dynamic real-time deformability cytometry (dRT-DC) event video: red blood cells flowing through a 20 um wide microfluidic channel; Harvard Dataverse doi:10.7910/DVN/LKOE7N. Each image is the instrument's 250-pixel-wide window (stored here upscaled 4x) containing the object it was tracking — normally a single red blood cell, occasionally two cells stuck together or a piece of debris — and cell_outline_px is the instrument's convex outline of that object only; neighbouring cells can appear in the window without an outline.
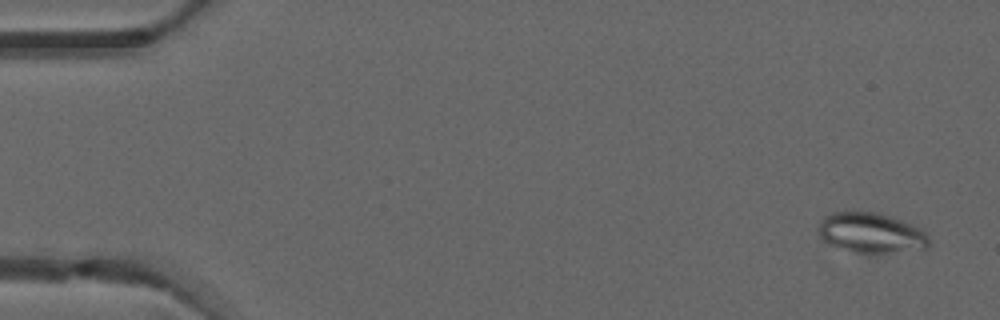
{"species": "common noctule bat (a hibernating species)", "species_latin": "Nyctalus noctula", "temperature_condition": "warm", "stored_images_in_passage": 4, "camera_frame_rate_fps": 3000, "um_per_image_px": 0.085, "animal": {"sex": "male", "forearm_length_mm": 52.5}, "frame": {"image": 1, "passage_image": 1, "time_ms": 0.0, "image_size_px": [1000, 320], "cell_outline_px": [[932, 240], [928, 248], [924, 252], [872, 256], [868, 256], [832, 244], [824, 240], [820, 236], [816, 228], [820, 220], [824, 216], [832, 212], [844, 208], [876, 212], [892, 216], [920, 228]], "centroid_in_image_um": [74.12, 19.82], "position_along_channel_um": 10.9, "area_um2": 27.86}}